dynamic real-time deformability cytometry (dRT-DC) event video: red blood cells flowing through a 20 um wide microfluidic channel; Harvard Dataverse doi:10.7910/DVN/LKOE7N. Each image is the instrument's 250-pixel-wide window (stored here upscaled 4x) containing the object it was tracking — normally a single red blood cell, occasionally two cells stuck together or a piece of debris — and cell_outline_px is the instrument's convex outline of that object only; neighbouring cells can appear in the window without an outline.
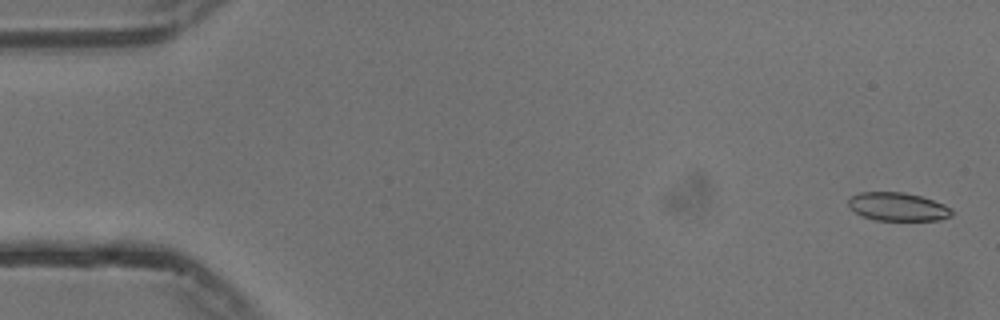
{"species": "common noctule bat (a hibernating species)", "species_latin": "Nyctalus noctula", "temperature_condition": "cold", "stored_images_in_passage": 17, "camera_frame_rate_fps": 3000, "um_per_image_px": 0.085, "animal": {"sex": "male", "body_mass_g": 13.3}, "frame": {"image": 1, "passage_image": 2, "time_ms": 0.333, "image_size_px": [1000, 320], "cell_outline_px": [[952, 216], [940, 220], [876, 220], [864, 216], [848, 208], [848, 200], [852, 196], [860, 192], [904, 192], [920, 196], [944, 204], [952, 208]], "centroid_in_image_um": [76.32, 17.57], "position_along_channel_um": 8.7, "area_um2": 17.05}}
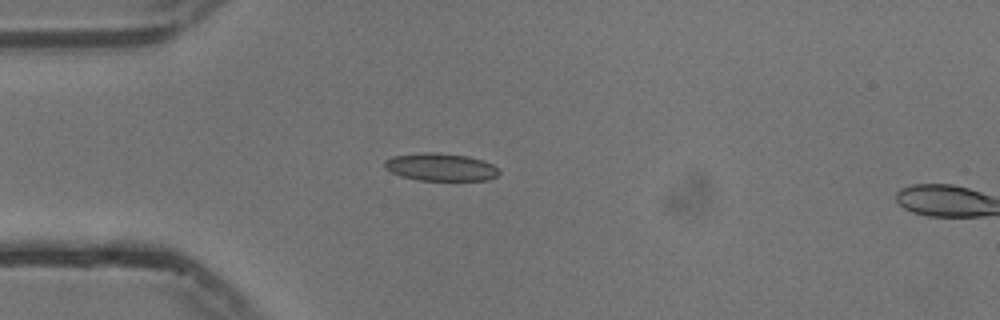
{"frame": {"image": 2, "passage_image": 15, "time_ms": 4.667, "image_size_px": [1000, 320], "cell_outline_px": [[500, 172], [496, 176], [488, 180], [420, 180], [400, 176], [384, 168], [384, 160], [392, 156], [424, 152], [432, 152], [468, 156], [492, 164]], "centroid_in_image_um": [37.41, 14.2], "position_along_channel_um": 47.6, "area_um2": 18.32}}